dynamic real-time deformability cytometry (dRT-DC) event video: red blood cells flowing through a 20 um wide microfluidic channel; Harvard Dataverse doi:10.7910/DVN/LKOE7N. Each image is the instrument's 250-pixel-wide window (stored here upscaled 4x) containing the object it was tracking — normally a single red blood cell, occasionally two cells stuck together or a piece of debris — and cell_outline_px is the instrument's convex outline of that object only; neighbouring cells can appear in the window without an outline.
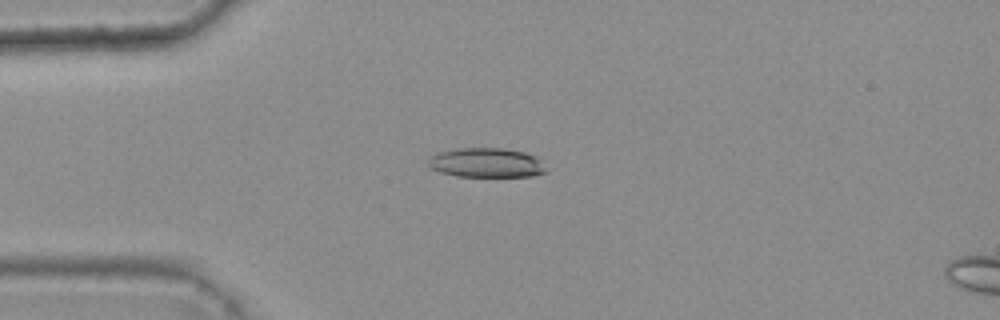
{"species": "common noctule bat (a hibernating species)", "species_latin": "Nyctalus noctula", "temperature_condition": "warm", "stored_images_in_passage": 5, "camera_frame_rate_fps": 3000, "um_per_image_px": 0.085, "animal": {"sex": "female", "body_mass_g": 25.1}, "frame": {"image": 1, "passage_image": 4, "time_ms": 1.0, "image_size_px": [1000, 320], "cell_outline_px": [[548, 172], [532, 176], [456, 176], [440, 172], [432, 168], [428, 164], [428, 160], [436, 152], [460, 148], [504, 148], [524, 152], [540, 160], [548, 168]], "centroid_in_image_um": [41.36, 13.83], "position_along_channel_um": 43.6, "area_um2": 20.23}}